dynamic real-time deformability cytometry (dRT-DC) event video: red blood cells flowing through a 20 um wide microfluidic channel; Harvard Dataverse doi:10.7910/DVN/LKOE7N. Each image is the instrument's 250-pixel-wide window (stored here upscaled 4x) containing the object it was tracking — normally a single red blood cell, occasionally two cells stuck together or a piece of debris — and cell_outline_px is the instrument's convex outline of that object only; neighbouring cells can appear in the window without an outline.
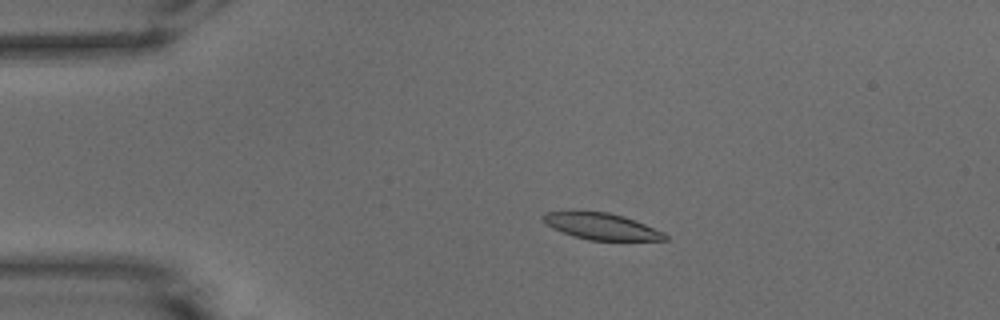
{"species": "common noctule bat (a hibernating species)", "species_latin": "Nyctalus noctula", "temperature_condition": "warm", "stored_images_in_passage": 42, "camera_frame_rate_fps": 3000, "um_per_image_px": 0.085, "animal": {"sex": "male", "body_mass_g": 15.6}, "frame": {"image": 1, "passage_image": 1, "time_ms": 0.0, "image_size_px": [1000, 320], "cell_outline_px": [[668, 240], [588, 240], [552, 228], [540, 216], [544, 212], [608, 212], [624, 216], [664, 232], [668, 236]], "centroid_in_image_um": [51.16, 19.24], "position_along_channel_um": 33.8, "area_um2": 18.38}}
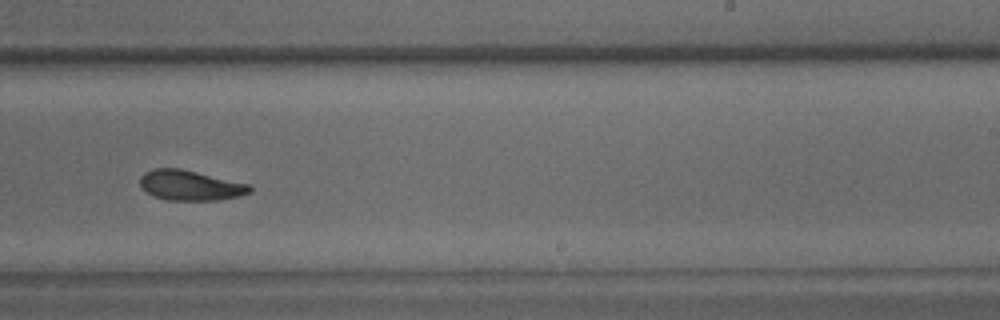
{"frame": {"image": 2, "passage_image": 23, "time_ms": 7.333, "image_size_px": [1000, 320], "cell_outline_px": [[252, 192], [220, 200], [168, 200], [152, 196], [140, 184], [140, 176], [144, 172], [156, 168], [180, 168], [248, 184], [252, 188]], "centroid_in_image_um": [16.15, 15.75], "position_along_channel_um": 272.8, "area_um2": 19.07}}
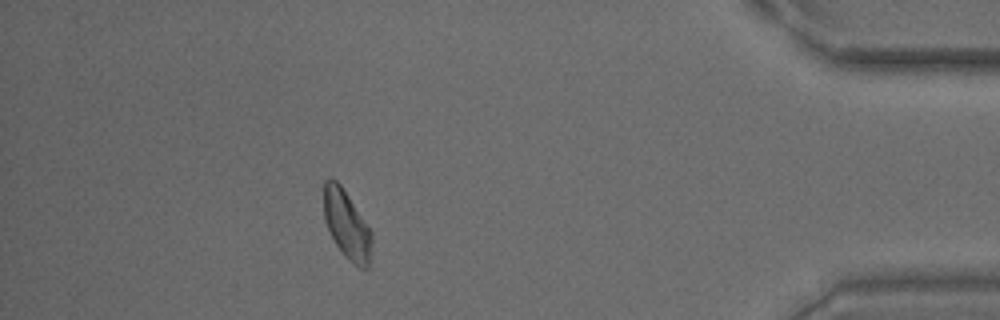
{"frame": {"image": 3, "passage_image": 37, "time_ms": 12.0, "image_size_px": [1000, 320], "cell_outline_px": [[372, 244], [368, 268], [360, 268], [344, 256], [336, 244], [324, 220], [324, 180], [336, 180], [340, 184], [372, 232]], "centroid_in_image_um": [29.48, 19.13], "position_along_channel_um": 405.7, "area_um2": 18.79}, "authors_computed_cell_mechanics": {"area_um2": 19.6231, "velocity_mm_per_s": 3.8629, "shape_relaxation_time_tau1_ms": 4.0005, "shape_relaxation_time_tau2_ms": 7.2884, "deformation_change_tau1": 0.1486, "deformation_change_tau2": 0.1535}}